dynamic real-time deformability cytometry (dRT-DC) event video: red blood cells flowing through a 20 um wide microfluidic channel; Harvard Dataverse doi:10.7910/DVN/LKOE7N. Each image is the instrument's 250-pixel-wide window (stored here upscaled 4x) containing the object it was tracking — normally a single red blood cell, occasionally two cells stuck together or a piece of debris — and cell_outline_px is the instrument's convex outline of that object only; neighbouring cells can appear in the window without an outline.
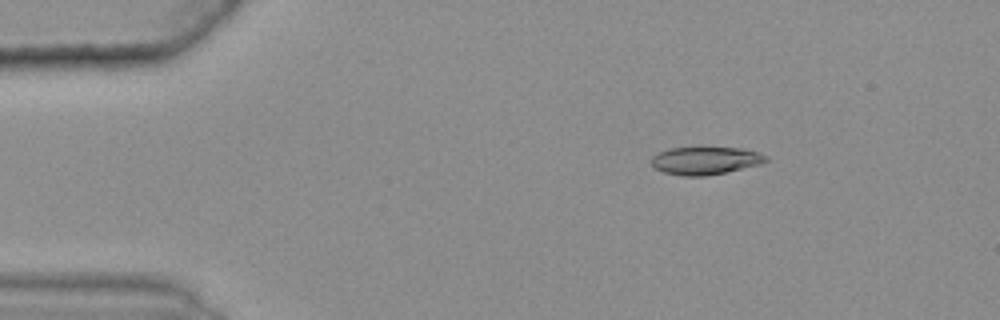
{"species": "common noctule bat (a hibernating species)", "species_latin": "Nyctalus noctula", "temperature_condition": "warm", "stored_images_in_passage": 41, "camera_frame_rate_fps": 3000, "um_per_image_px": 0.085, "animal": {"sex": "female", "body_mass_g": 25.1}, "frame": {"image": 1, "passage_image": 1, "time_ms": 0.0, "image_size_px": [1000, 320], "cell_outline_px": [[768, 160], [760, 164], [724, 172], [704, 176], [684, 176], [664, 172], [656, 168], [652, 164], [652, 156], [660, 152], [672, 148], [740, 148], [756, 152], [768, 156]], "centroid_in_image_um": [59.96, 13.65], "position_along_channel_um": 25.0, "area_um2": 18.09}}
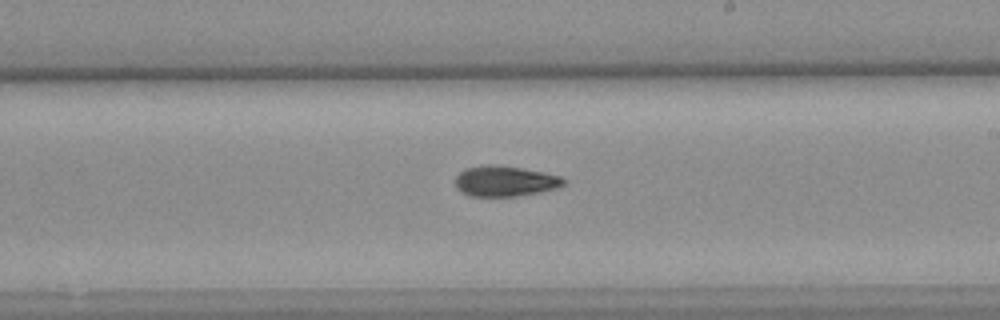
{"frame": {"image": 2, "passage_image": 25, "time_ms": 8.0, "image_size_px": [1000, 320], "cell_outline_px": [[564, 184], [556, 188], [540, 192], [516, 196], [472, 196], [456, 188], [456, 176], [464, 168], [492, 164], [496, 164], [544, 172], [560, 176], [564, 180]], "centroid_in_image_um": [42.91, 15.39], "position_along_channel_um": 246.1, "area_um2": 19.07}}
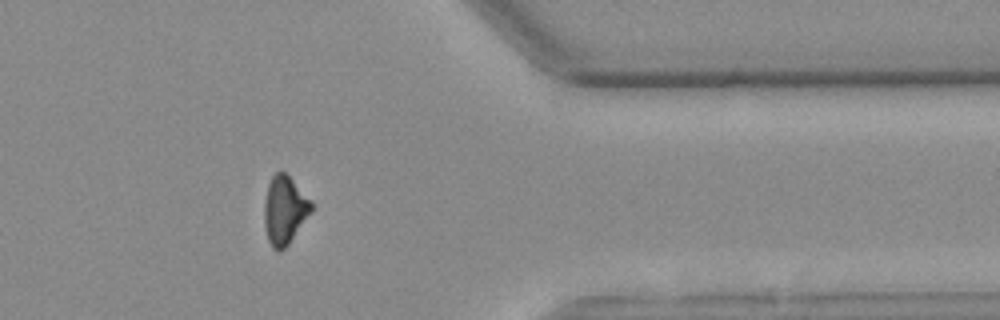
{"frame": {"image": 3, "passage_image": 38, "time_ms": 12.333, "image_size_px": [1000, 320], "cell_outline_px": [[312, 212], [288, 244], [280, 252], [276, 252], [272, 248], [268, 240], [264, 224], [264, 204], [268, 184], [272, 176], [276, 172], [284, 172], [312, 200]], "centroid_in_image_um": [24.19, 17.88], "position_along_channel_um": 387.2, "area_um2": 18.73}, "authors_computed_cell_mechanics": {"area_um2": 19.0162, "velocity_mm_per_s": 3.6297, "shape_relaxation_time_tau1_ms": 8.714, "shape_relaxation_time_tau2_ms": 6.7928, "deformation_change_tau1": 0.2059, "deformation_change_tau2": 0.1312}}